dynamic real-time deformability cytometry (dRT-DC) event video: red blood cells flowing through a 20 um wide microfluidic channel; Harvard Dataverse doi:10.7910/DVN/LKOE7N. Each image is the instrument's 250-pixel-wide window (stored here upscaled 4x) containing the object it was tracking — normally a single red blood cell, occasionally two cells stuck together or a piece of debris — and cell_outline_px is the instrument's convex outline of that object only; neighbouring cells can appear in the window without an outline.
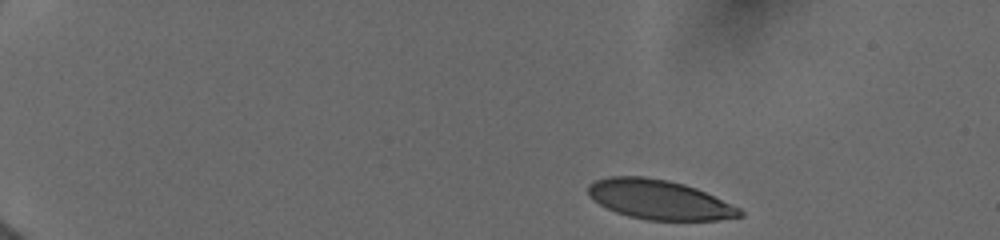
{"species": "human", "species_latin": "Homo sapiens", "temperature_condition": "cold", "stored_images_in_passage": 13, "camera_frame_rate_fps": 3000, "um_per_image_px": 0.085, "donor": {"sex": "female"}, "frame": {"image": 1, "passage_image": 1, "time_ms": 0.0, "image_size_px": [1000, 240], "cell_outline_px": [[744, 216], [720, 220], [648, 220], [628, 216], [616, 212], [592, 200], [588, 196], [588, 184], [596, 180], [608, 176], [644, 176], [668, 180], [684, 184], [696, 188], [740, 208], [744, 212]], "centroid_in_image_um": [56.03, 16.97], "position_along_channel_um": 29.0, "area_um2": 34.97}}
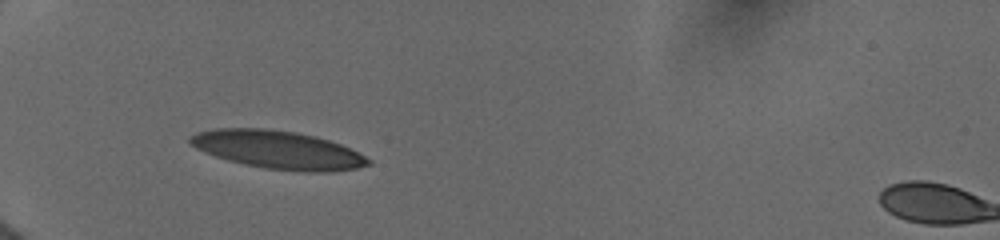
{"frame": {"image": 2, "passage_image": 12, "time_ms": 3.333, "image_size_px": [1000, 240], "cell_outline_px": [[372, 164], [356, 168], [328, 172], [300, 172], [264, 168], [244, 164], [228, 160], [216, 156], [196, 148], [188, 144], [188, 136], [196, 132], [216, 128], [264, 128], [296, 132], [316, 136], [340, 144], [372, 160]], "centroid_in_image_um": [23.59, 12.73], "position_along_channel_um": 61.4, "area_um2": 39.65}}